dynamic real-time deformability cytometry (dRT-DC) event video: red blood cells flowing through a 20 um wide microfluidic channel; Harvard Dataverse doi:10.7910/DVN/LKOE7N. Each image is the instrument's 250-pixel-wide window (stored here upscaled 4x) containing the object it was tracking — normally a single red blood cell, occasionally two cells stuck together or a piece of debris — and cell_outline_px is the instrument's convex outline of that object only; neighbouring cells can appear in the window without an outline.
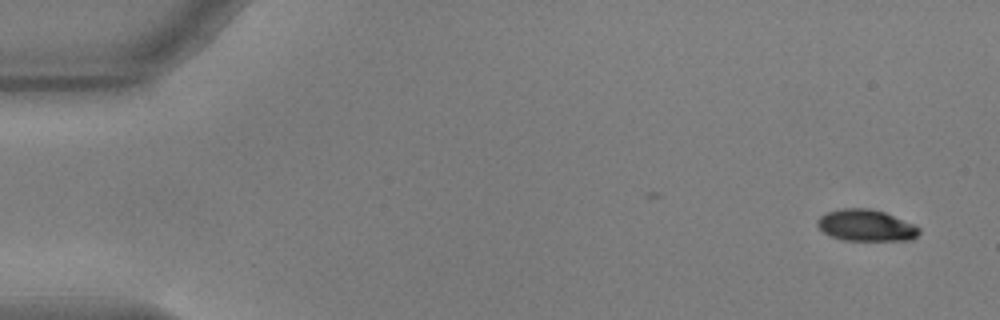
{"species": "common noctule bat (a hibernating species)", "species_latin": "Nyctalus noctula", "temperature_condition": "warm", "stored_images_in_passage": 4, "camera_frame_rate_fps": 3000, "um_per_image_px": 0.085, "animal": {"sex": "male", "body_mass_g": 17.9, "forearm_length_mm": 54.2}, "frame": {"image": 1, "passage_image": 1, "time_ms": 0.0, "image_size_px": [1000, 320], "cell_outline_px": [[920, 232], [912, 240], [844, 240], [832, 236], [824, 232], [816, 224], [816, 220], [820, 216], [828, 212], [840, 208], [868, 208], [884, 212], [916, 224], [920, 228]], "centroid_in_image_um": [73.63, 19.15], "position_along_channel_um": 11.4, "area_um2": 18.73}}